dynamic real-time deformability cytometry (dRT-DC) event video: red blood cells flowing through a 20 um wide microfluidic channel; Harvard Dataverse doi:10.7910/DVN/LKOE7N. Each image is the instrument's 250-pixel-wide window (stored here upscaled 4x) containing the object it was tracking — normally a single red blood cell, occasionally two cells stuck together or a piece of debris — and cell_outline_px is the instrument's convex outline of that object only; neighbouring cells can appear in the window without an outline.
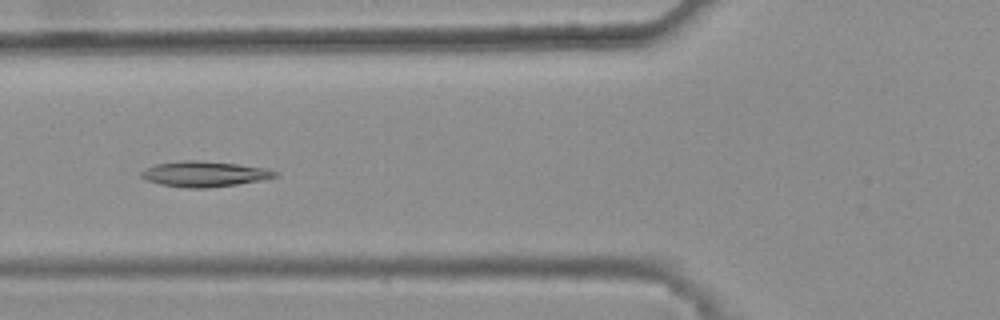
{"species": "common noctule bat (a hibernating species)", "species_latin": "Nyctalus noctula", "temperature_condition": "warm", "stored_images_in_passage": 46, "camera_frame_rate_fps": 3000, "um_per_image_px": 0.085, "animal": {"sex": "female", "body_mass_g": 25.1}, "frame": {"image": 1, "passage_image": 21, "time_ms": 6.667, "image_size_px": [1000, 320], "cell_outline_px": [[280, 176], [260, 180], [236, 184], [208, 188], [188, 188], [160, 184], [148, 180], [140, 176], [140, 172], [144, 168], [156, 164], [184, 160], [192, 160], [236, 164], [264, 168], [280, 172]], "centroid_in_image_um": [17.37, 14.79], "position_along_channel_um": 108.4, "area_um2": 19.71}}
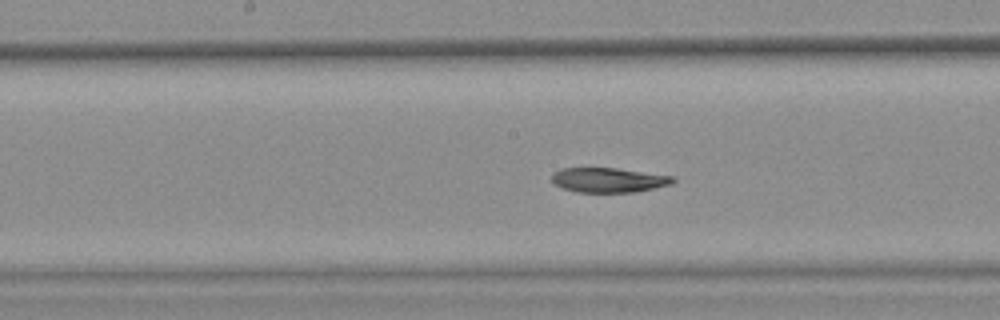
{"frame": {"image": 2, "passage_image": 28, "time_ms": 9.0, "image_size_px": [1000, 320], "cell_outline_px": [[676, 180], [672, 184], [636, 192], [576, 192], [552, 184], [552, 172], [560, 168], [616, 168], [676, 176]], "centroid_in_image_um": [51.74, 15.3], "position_along_channel_um": 196.5, "area_um2": 17.63}}
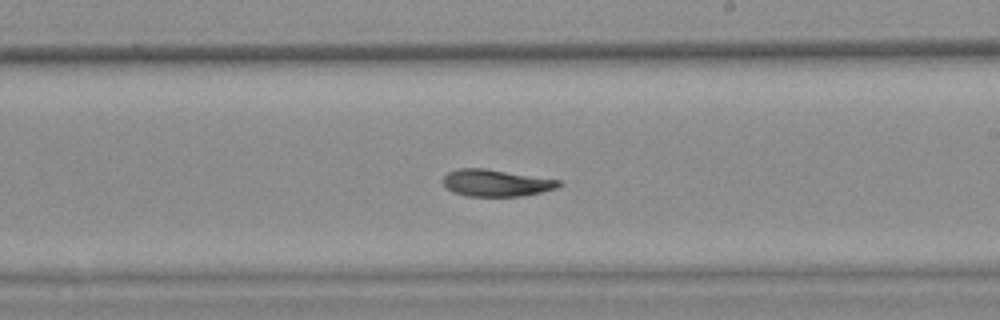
{"frame": {"image": 3, "passage_image": 32, "time_ms": 10.333, "image_size_px": [1000, 320], "cell_outline_px": [[564, 184], [556, 188], [540, 192], [520, 196], [464, 196], [452, 192], [444, 184], [444, 176], [448, 172], [460, 168], [484, 168], [560, 180]], "centroid_in_image_um": [42.17, 15.55], "position_along_channel_um": 246.8, "area_um2": 18.03}}